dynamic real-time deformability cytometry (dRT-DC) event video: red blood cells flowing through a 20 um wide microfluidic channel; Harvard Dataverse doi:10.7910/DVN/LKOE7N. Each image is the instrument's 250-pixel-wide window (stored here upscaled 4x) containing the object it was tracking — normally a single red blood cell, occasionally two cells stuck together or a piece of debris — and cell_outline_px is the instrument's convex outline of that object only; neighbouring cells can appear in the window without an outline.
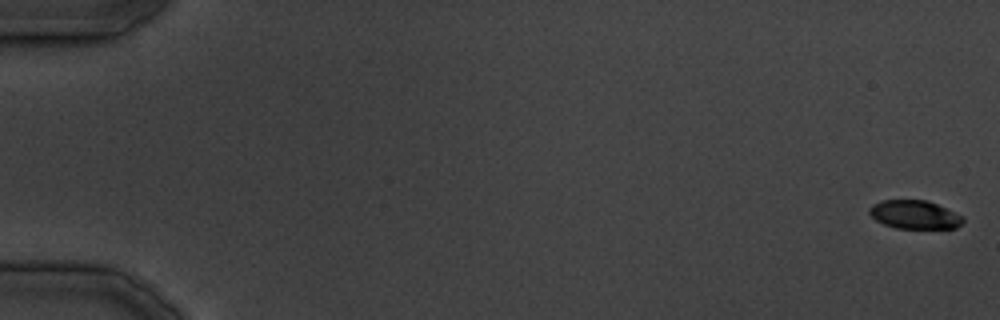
{"species": "common noctule bat (a hibernating species)", "species_latin": "Nyctalus noctula", "temperature_condition": "cold", "stored_images_in_passage": 31, "camera_frame_rate_fps": 3000, "um_per_image_px": 0.085, "animal": {"sex": "male", "body_mass_g": 19.5, "forearm_length_mm": 54.6}, "frame": {"image": 1, "passage_image": 1, "time_ms": 0.0, "image_size_px": [1000, 320], "cell_outline_px": [[964, 220], [956, 228], [896, 228], [884, 224], [876, 220], [868, 212], [868, 208], [872, 204], [880, 200], [924, 200], [936, 204], [964, 216]], "centroid_in_image_um": [77.71, 18.24], "position_along_channel_um": 7.3, "area_um2": 15.49}}
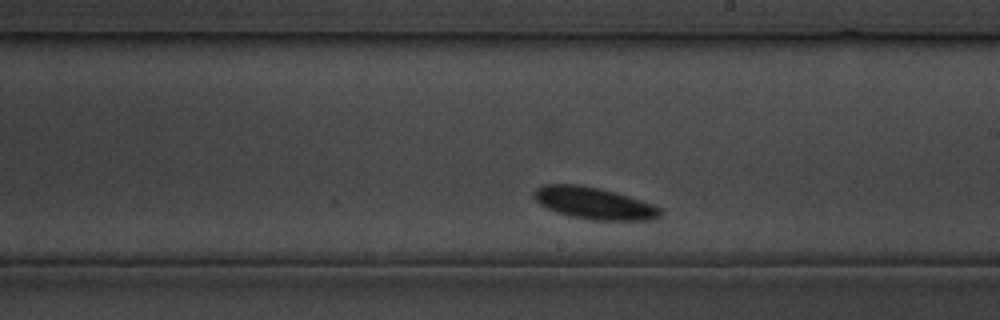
{"frame": {"image": 2, "passage_image": 20, "time_ms": 23.667, "image_size_px": [1000, 320], "cell_outline_px": [[660, 216], [652, 220], [592, 220], [572, 216], [556, 212], [540, 204], [532, 196], [532, 192], [536, 188], [544, 184], [580, 184], [600, 188], [628, 196], [652, 204], [660, 208]], "centroid_in_image_um": [50.45, 17.26], "position_along_channel_um": 238.5, "area_um2": 23.41}}
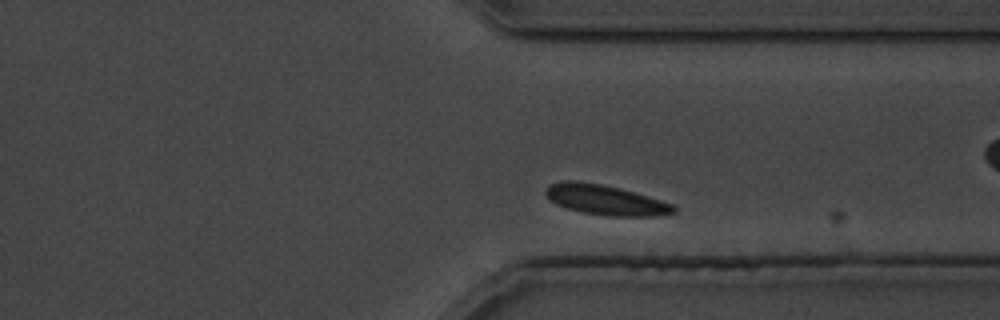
{"frame": {"image": 3, "passage_image": 27, "time_ms": 32.667, "image_size_px": [1000, 320], "cell_outline_px": [[676, 212], [652, 216], [608, 216], [580, 212], [556, 204], [548, 200], [544, 192], [544, 188], [548, 184], [564, 180], [572, 180], [600, 184], [620, 188], [660, 200], [672, 204], [676, 208]], "centroid_in_image_um": [51.38, 16.99], "position_along_channel_um": 360.0, "area_um2": 22.43}}